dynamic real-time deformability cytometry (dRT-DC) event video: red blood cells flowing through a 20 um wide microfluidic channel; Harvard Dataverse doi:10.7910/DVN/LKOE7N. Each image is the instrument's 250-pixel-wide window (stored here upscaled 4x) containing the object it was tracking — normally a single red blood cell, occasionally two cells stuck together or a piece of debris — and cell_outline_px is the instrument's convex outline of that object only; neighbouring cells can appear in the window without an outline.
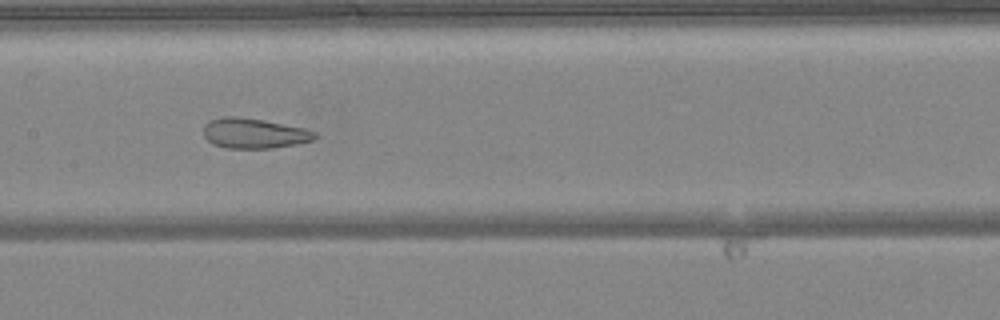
{"species": "common noctule bat (a hibernating species)", "species_latin": "Nyctalus noctula", "temperature_condition": "warm", "stored_images_in_passage": 50, "camera_frame_rate_fps": 3000, "um_per_image_px": 0.085, "animal": {"sex": "female", "body_mass_g": 24.6, "forearm_length_mm": 56.2}, "frame": {"image": 1, "passage_image": 25, "time_ms": 8.0, "image_size_px": [1000, 320], "cell_outline_px": [[316, 136], [312, 140], [296, 144], [272, 148], [228, 148], [212, 144], [204, 136], [204, 124], [208, 120], [224, 116], [236, 116], [264, 120], [304, 128], [316, 132]], "centroid_in_image_um": [21.56, 11.32], "position_along_channel_um": 185.8, "area_um2": 19.54}}
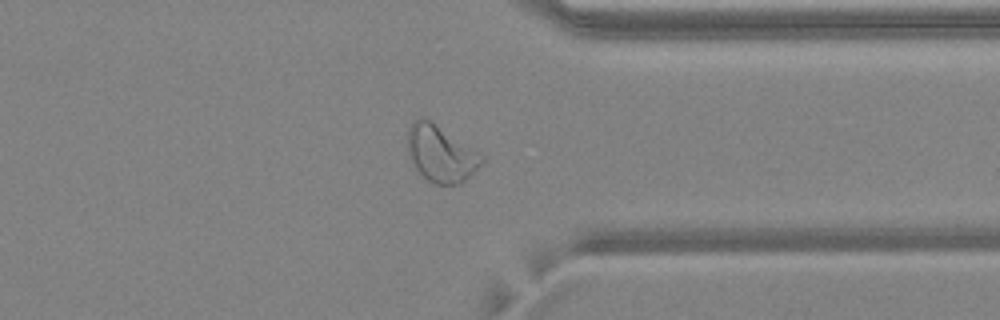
{"frame": {"image": 2, "passage_image": 39, "time_ms": 12.667, "image_size_px": [1000, 320], "cell_outline_px": [[484, 160], [460, 184], [432, 184], [416, 168], [408, 152], [408, 128], [412, 120], [420, 116], [428, 120], [484, 156]], "centroid_in_image_um": [37.43, 13.06], "position_along_channel_um": 374.0, "area_um2": 23.58}}
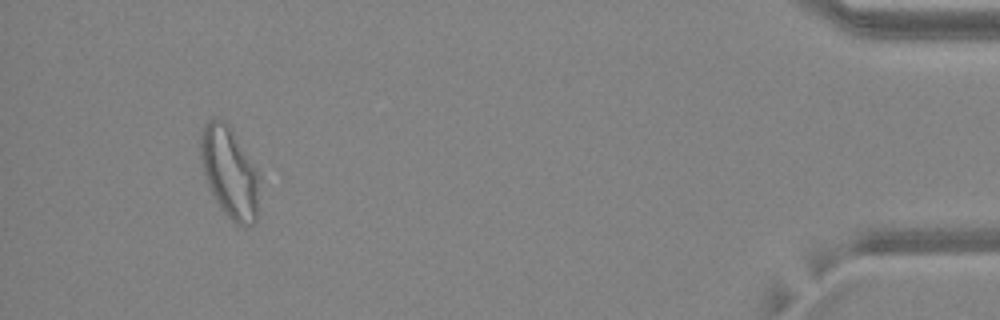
{"frame": {"image": 3, "passage_image": 47, "time_ms": 15.333, "image_size_px": [1000, 320], "cell_outline_px": [[256, 220], [252, 224], [236, 224], [224, 212], [216, 200], [208, 184], [200, 160], [200, 136], [208, 120], [212, 116], [216, 116], [224, 120], [232, 128], [256, 168]], "centroid_in_image_um": [19.45, 14.55], "position_along_channel_um": 415.7, "area_um2": 30.35}, "authors_computed_cell_mechanics": {"area_um2": 26.4435, "velocity_mm_per_s": 4.1211, "shape_relaxation_time_tau1_ms": null, "shape_relaxation_time_tau2_ms": 1.608, "deformation_change_tau1": null, "deformation_change_tau2": 0.0969}}